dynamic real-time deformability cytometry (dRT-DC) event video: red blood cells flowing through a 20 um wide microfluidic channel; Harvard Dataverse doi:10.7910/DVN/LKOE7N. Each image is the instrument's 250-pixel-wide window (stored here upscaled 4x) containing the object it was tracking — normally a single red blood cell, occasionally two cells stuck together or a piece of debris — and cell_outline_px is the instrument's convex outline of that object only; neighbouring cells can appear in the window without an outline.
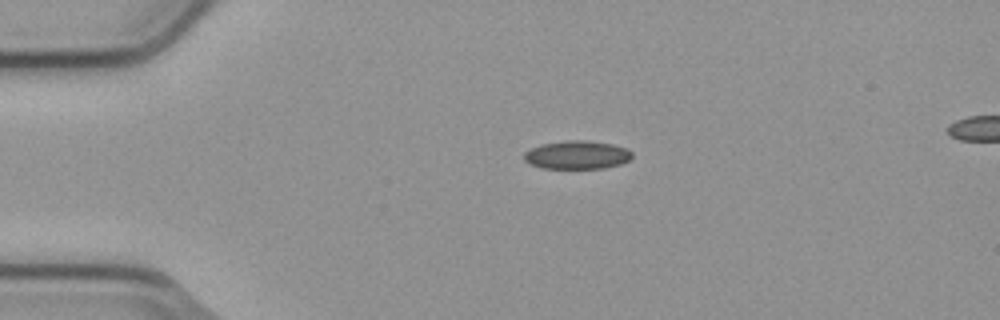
{"species": "common noctule bat (a hibernating species)", "species_latin": "Nyctalus noctula", "temperature_condition": "cold", "stored_images_in_passage": 3, "segment_of_instrument_passage": [1, 2], "camera_frame_rate_fps": 3000, "um_per_image_px": 0.085, "animal": {"sex": "male", "body_mass_g": 23.1, "forearm_length_mm": 52.7}, "frame": {"image": 1, "passage_image": 1, "time_ms": 0.0, "image_size_px": [1000, 320], "cell_outline_px": [[632, 156], [628, 160], [620, 164], [604, 168], [540, 168], [524, 160], [524, 152], [540, 144], [564, 140], [584, 140], [612, 144], [628, 148], [632, 152]], "centroid_in_image_um": [49.05, 13.16], "position_along_channel_um": 36.0, "area_um2": 17.86}}